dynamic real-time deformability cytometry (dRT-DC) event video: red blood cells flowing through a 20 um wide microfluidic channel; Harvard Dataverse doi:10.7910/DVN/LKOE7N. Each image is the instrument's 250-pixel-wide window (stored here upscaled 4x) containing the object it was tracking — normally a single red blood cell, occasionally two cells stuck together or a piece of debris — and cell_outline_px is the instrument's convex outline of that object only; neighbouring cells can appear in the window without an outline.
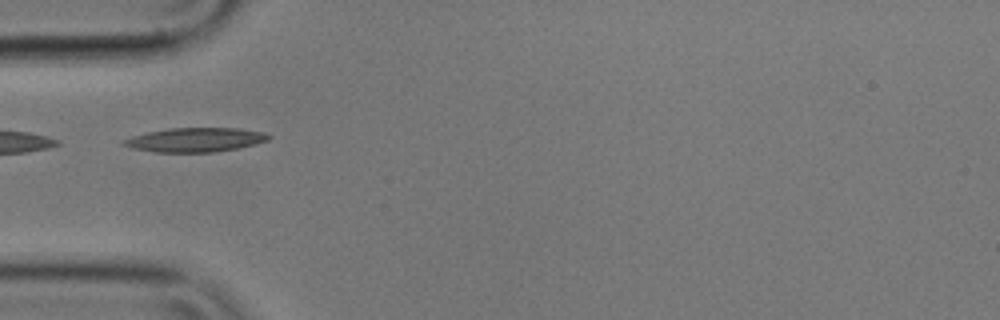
{"species": "common noctule bat (a hibernating species)", "species_latin": "Nyctalus noctula", "temperature_condition": "cold", "stored_images_in_passage": 3, "camera_frame_rate_fps": 3000, "um_per_image_px": 0.085, "animal": {"sex": "male", "body_mass_g": 17.9}, "frame": {"image": 1, "passage_image": 1, "time_ms": 0.0, "image_size_px": [1000, 320], "cell_outline_px": [[272, 136], [268, 140], [256, 144], [216, 152], [156, 152], [132, 148], [120, 144], [120, 140], [132, 136], [148, 132], [168, 128], [240, 128], [264, 132]], "centroid_in_image_um": [16.58, 11.88], "position_along_channel_um": 68.4, "area_um2": 20.52}}
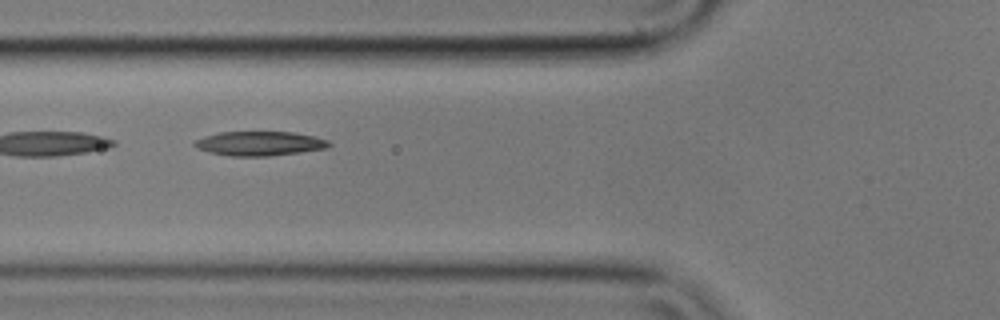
{"frame": {"image": 2, "passage_image": 2, "time_ms": 0.333, "image_size_px": [1000, 320], "cell_outline_px": [[332, 144], [328, 148], [300, 152], [268, 156], [232, 156], [208, 152], [196, 148], [192, 144], [196, 140], [204, 136], [220, 132], [292, 132], [316, 136], [328, 140]], "centroid_in_image_um": [22.08, 12.19], "position_along_channel_um": 103.7, "area_um2": 19.13}}